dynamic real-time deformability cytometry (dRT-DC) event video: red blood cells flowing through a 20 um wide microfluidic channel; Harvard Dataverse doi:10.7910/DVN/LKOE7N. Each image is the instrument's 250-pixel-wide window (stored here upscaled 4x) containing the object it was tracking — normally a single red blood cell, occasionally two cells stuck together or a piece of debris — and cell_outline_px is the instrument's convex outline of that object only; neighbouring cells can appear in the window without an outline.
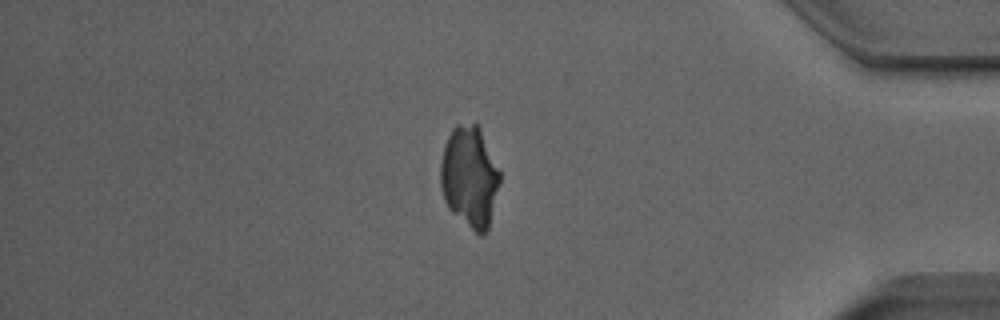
{"species": "Egyptian fruit bat (a non-hibernating species)", "species_latin": "Rousettus aegyptiacus", "temperature_condition": "room temperature", "stored_images_in_passage": 48, "camera_frame_rate_fps": 3000, "um_per_image_px": 0.085, "animal": {"sex": "male"}, "frame": {"image": 1, "passage_image": 40, "time_ms": 13.0, "image_size_px": [1000, 320], "cell_outline_px": [[500, 180], [488, 228], [484, 236], [480, 236], [452, 212], [448, 208], [444, 200], [440, 188], [440, 164], [444, 148], [448, 136], [452, 128], [456, 124], [476, 124], [480, 128], [500, 172]], "centroid_in_image_um": [39.9, 15.04], "position_along_channel_um": 395.3, "area_um2": 34.8}}
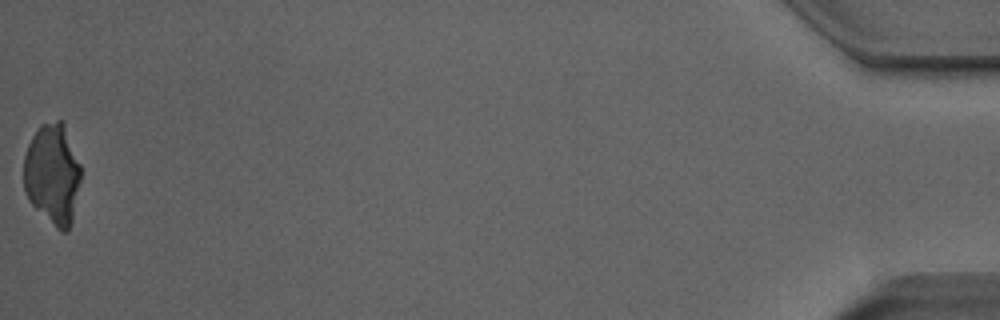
{"frame": {"image": 2, "passage_image": 48, "time_ms": 15.667, "image_size_px": [1000, 320], "cell_outline_px": [[80, 180], [72, 220], [68, 232], [60, 232], [28, 200], [24, 192], [24, 156], [28, 144], [32, 136], [40, 124], [56, 120], [60, 120], [64, 124], [80, 164]], "centroid_in_image_um": [4.45, 14.79], "position_along_channel_um": 430.8, "area_um2": 33.47}}